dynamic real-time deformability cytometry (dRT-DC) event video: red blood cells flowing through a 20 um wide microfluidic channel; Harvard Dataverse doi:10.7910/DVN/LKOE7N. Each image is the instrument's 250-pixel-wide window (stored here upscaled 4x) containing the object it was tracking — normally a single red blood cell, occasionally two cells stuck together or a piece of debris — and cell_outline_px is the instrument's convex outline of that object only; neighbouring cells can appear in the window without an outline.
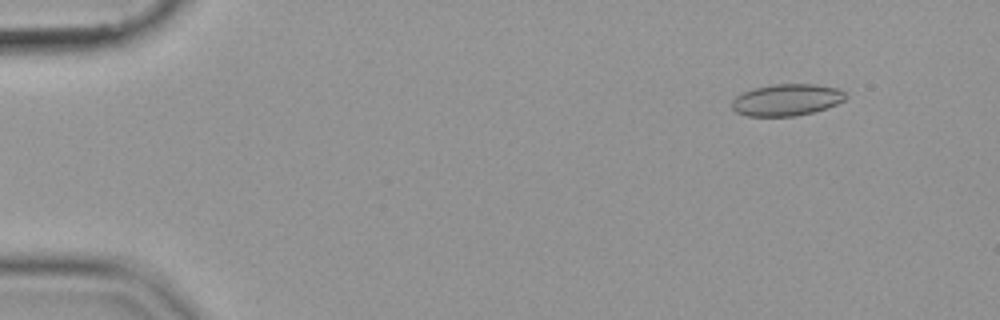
{"species": "common noctule bat (a hibernating species)", "species_latin": "Nyctalus noctula", "temperature_condition": "cold", "stored_images_in_passage": 50, "camera_frame_rate_fps": 3000, "um_per_image_px": 0.085, "animal": {"sex": "female", "body_mass_g": 19.9}, "frame": {"image": 1, "passage_image": 1, "time_ms": 0.0, "image_size_px": [1000, 320], "cell_outline_px": [[848, 96], [844, 100], [836, 104], [812, 112], [796, 116], [748, 116], [736, 112], [732, 108], [732, 100], [736, 96], [752, 88], [776, 84], [816, 84], [840, 88]], "centroid_in_image_um": [66.87, 8.48], "position_along_channel_um": 18.1, "area_um2": 21.04}}
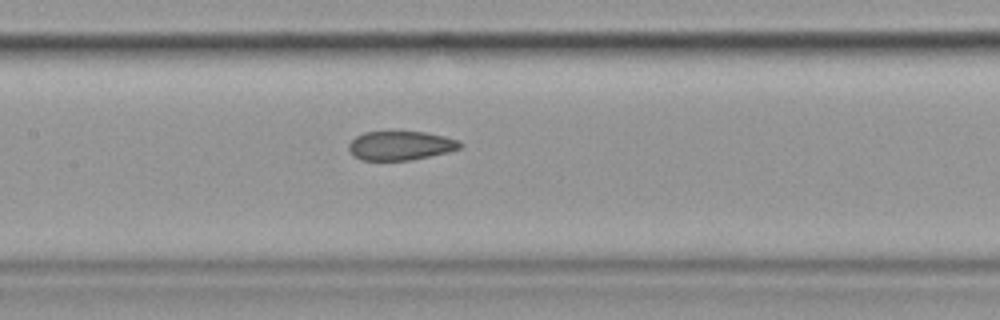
{"frame": {"image": 2, "passage_image": 22, "time_ms": 7.0, "image_size_px": [1000, 320], "cell_outline_px": [[464, 144], [460, 148], [448, 152], [412, 160], [360, 160], [352, 156], [348, 148], [348, 144], [356, 136], [364, 132], [424, 132], [444, 136], [460, 140]], "centroid_in_image_um": [34.04, 12.38], "position_along_channel_um": 173.4, "area_um2": 18.96}}
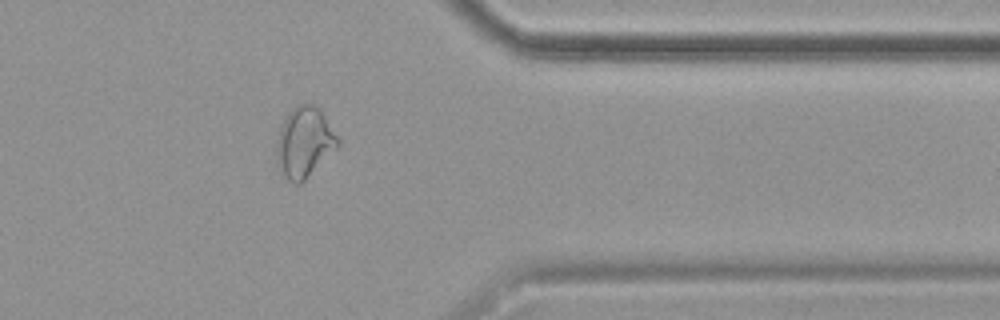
{"frame": {"image": 3, "passage_image": 40, "time_ms": 13.0, "image_size_px": [1000, 320], "cell_outline_px": [[340, 144], [300, 184], [292, 184], [284, 176], [276, 160], [276, 140], [280, 124], [288, 112], [296, 104], [312, 104], [320, 108], [340, 140]], "centroid_in_image_um": [25.84, 12.07], "position_along_channel_um": 385.6, "area_um2": 25.2}}